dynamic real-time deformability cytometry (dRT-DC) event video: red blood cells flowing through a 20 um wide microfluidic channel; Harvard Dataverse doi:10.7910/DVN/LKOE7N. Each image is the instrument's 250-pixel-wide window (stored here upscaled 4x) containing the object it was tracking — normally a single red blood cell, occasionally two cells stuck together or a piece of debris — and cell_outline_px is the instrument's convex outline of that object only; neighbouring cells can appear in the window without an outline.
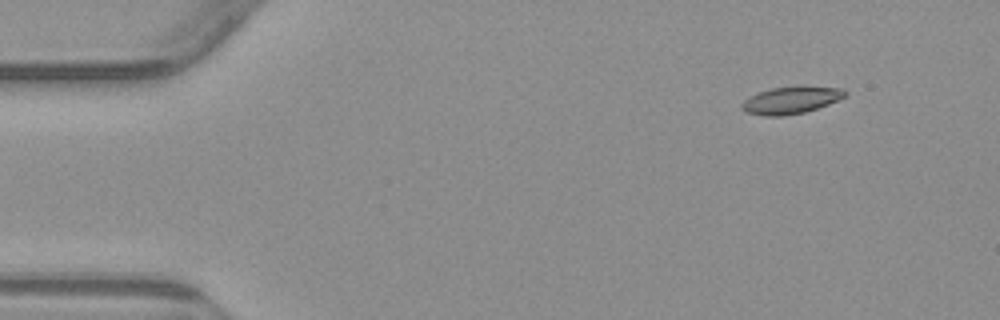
{"species": "common noctule bat (a hibernating species)", "species_latin": "Nyctalus noctula", "temperature_condition": "warm", "stored_images_in_passage": 4, "camera_frame_rate_fps": 3000, "um_per_image_px": 0.085, "animal": {"sex": "male", "body_mass_g": 23.1, "forearm_length_mm": 52.7}, "frame": {"image": 1, "passage_image": 2, "time_ms": 1.333, "image_size_px": [1000, 320], "cell_outline_px": [[848, 96], [828, 104], [804, 112], [784, 116], [764, 116], [748, 112], [740, 108], [740, 104], [744, 100], [756, 92], [772, 88], [804, 84], [844, 88], [848, 92]], "centroid_in_image_um": [67.28, 8.47], "position_along_channel_um": 17.7, "area_um2": 16.94}}